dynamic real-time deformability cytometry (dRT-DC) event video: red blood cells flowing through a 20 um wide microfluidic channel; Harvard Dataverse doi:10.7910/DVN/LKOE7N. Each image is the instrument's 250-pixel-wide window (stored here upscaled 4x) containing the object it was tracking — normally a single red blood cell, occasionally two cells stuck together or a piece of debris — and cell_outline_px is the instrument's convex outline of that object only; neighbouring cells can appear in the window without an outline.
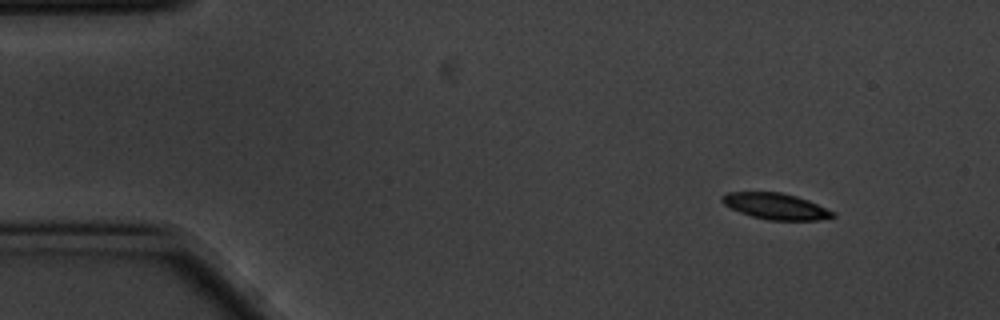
{"species": "common noctule bat (a hibernating species)", "species_latin": "Nyctalus noctula", "temperature_condition": "cold", "stored_images_in_passage": 4, "camera_frame_rate_fps": 3000, "um_per_image_px": 0.085, "animal": {"sex": "male", "body_mass_g": 20.1, "forearm_length_mm": 53.5}, "frame": {"image": 1, "passage_image": 1, "time_ms": 0.0, "image_size_px": [1000, 320], "cell_outline_px": [[836, 216], [816, 220], [768, 220], [752, 216], [740, 212], [724, 204], [720, 200], [720, 196], [728, 192], [780, 192], [796, 196], [808, 200], [836, 212]], "centroid_in_image_um": [65.94, 17.53], "position_along_channel_um": 19.1, "area_um2": 16.82}}
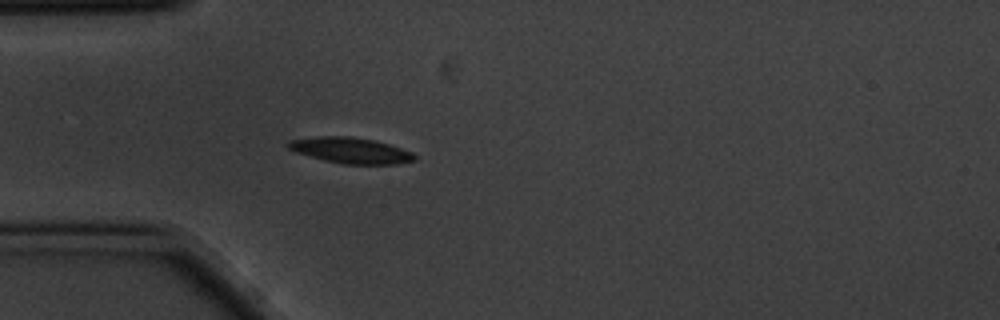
{"frame": {"image": 2, "passage_image": 4, "time_ms": 1.0, "image_size_px": [1000, 320], "cell_outline_px": [[416, 160], [396, 164], [344, 164], [324, 160], [296, 152], [288, 148], [284, 144], [288, 140], [316, 136], [348, 136], [372, 140], [388, 144], [412, 152], [416, 156]], "centroid_in_image_um": [29.77, 12.78], "position_along_channel_um": 55.2, "area_um2": 18.96}}